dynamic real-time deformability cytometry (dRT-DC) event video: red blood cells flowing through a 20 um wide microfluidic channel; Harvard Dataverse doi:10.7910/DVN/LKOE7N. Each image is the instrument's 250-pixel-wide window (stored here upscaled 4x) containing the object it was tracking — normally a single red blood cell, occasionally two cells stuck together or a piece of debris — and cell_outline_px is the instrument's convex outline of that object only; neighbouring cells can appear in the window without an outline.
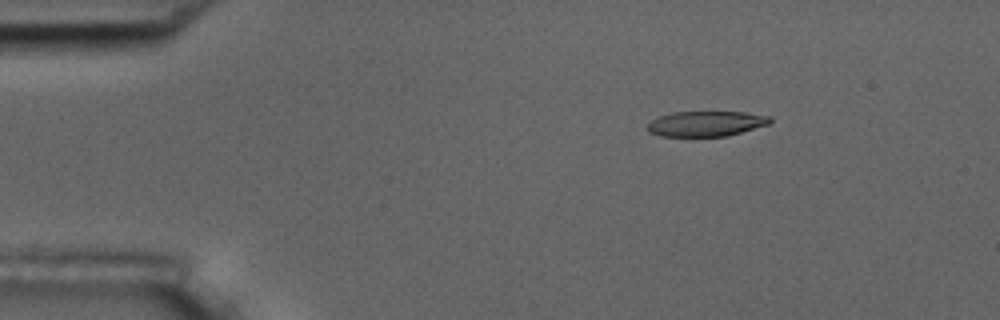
{"species": "common noctule bat (a hibernating species)", "species_latin": "Nyctalus noctula", "temperature_condition": "room temperature", "stored_images_in_passage": 4, "camera_frame_rate_fps": 3000, "um_per_image_px": 0.085, "animal": {"sex": "male", "body_mass_g": 17.5, "forearm_length_mm": 52.3}, "frame": {"image": 1, "passage_image": 2, "time_ms": 1.0, "image_size_px": [1000, 320], "cell_outline_px": [[772, 120], [768, 124], [728, 136], [660, 136], [648, 132], [648, 124], [652, 120], [660, 116], [672, 112], [744, 112], [772, 116]], "centroid_in_image_um": [60.02, 10.51], "position_along_channel_um": 25.0, "area_um2": 17.98}}